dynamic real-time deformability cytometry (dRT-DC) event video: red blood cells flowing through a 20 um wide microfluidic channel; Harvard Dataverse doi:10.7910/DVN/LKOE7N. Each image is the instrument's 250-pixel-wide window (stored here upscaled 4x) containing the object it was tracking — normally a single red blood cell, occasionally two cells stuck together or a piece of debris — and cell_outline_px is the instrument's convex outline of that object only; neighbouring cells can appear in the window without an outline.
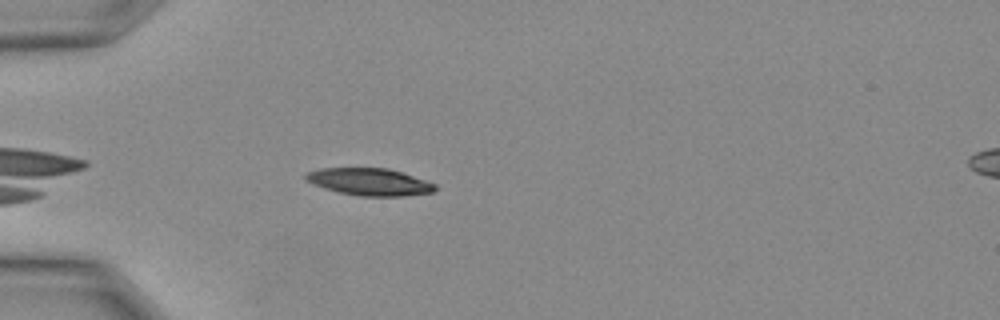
{"species": "Egyptian fruit bat (a non-hibernating species)", "species_latin": "Rousettus aegyptiacus", "temperature_condition": "warm", "stored_images_in_passage": 5, "camera_frame_rate_fps": 3000, "um_per_image_px": 0.085, "animal": {"sex": "female"}, "frame": {"image": 1, "passage_image": 1, "time_ms": 0.0, "image_size_px": [1000, 320], "cell_outline_px": [[436, 188], [432, 192], [400, 196], [360, 196], [340, 192], [324, 188], [312, 184], [304, 180], [304, 176], [308, 172], [320, 168], [388, 168], [436, 184]], "centroid_in_image_um": [31.35, 15.45], "position_along_channel_um": 53.6, "area_um2": 20.29}}
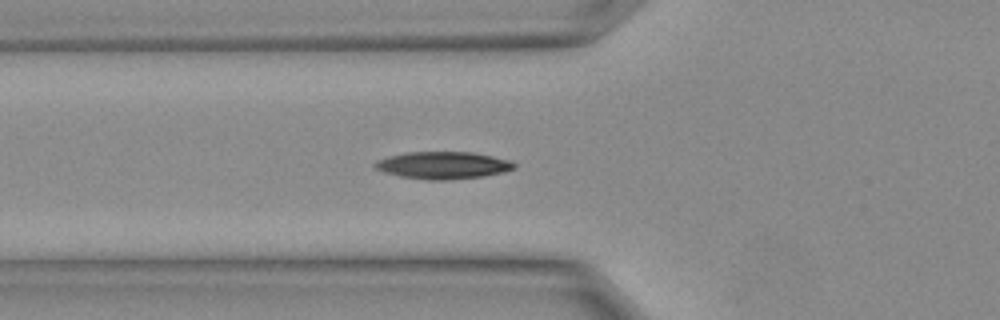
{"frame": {"image": 2, "passage_image": 3, "time_ms": 0.667, "image_size_px": [1000, 320], "cell_outline_px": [[516, 168], [504, 172], [484, 176], [448, 180], [428, 180], [400, 176], [384, 172], [376, 168], [372, 164], [376, 160], [388, 156], [408, 152], [472, 152], [512, 160], [516, 164]], "centroid_in_image_um": [37.68, 14.05], "position_along_channel_um": 88.1, "area_um2": 22.25}}